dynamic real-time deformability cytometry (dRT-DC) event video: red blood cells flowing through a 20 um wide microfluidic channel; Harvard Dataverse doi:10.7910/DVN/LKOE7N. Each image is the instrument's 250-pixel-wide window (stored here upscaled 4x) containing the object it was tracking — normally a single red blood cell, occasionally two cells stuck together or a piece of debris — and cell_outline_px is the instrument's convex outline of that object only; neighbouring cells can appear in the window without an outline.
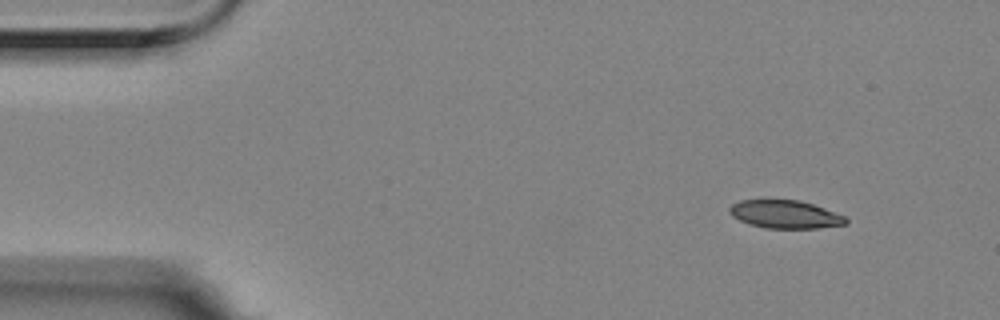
{"species": "Egyptian fruit bat (a non-hibernating species)", "species_latin": "Rousettus aegyptiacus", "temperature_condition": "room temperature", "stored_images_in_passage": 1, "camera_frame_rate_fps": 3000, "um_per_image_px": 0.085, "animal": {"sex": "female"}, "frame": {"image": 1, "passage_image": 1, "time_ms": 0.0, "image_size_px": [1000, 320], "cell_outline_px": [[848, 224], [816, 228], [764, 228], [748, 224], [732, 216], [728, 212], [728, 208], [732, 204], [740, 200], [764, 196], [800, 200], [824, 208], [844, 216], [848, 220]], "centroid_in_image_um": [66.65, 18.16], "position_along_channel_um": 18.4, "area_um2": 19.88}}